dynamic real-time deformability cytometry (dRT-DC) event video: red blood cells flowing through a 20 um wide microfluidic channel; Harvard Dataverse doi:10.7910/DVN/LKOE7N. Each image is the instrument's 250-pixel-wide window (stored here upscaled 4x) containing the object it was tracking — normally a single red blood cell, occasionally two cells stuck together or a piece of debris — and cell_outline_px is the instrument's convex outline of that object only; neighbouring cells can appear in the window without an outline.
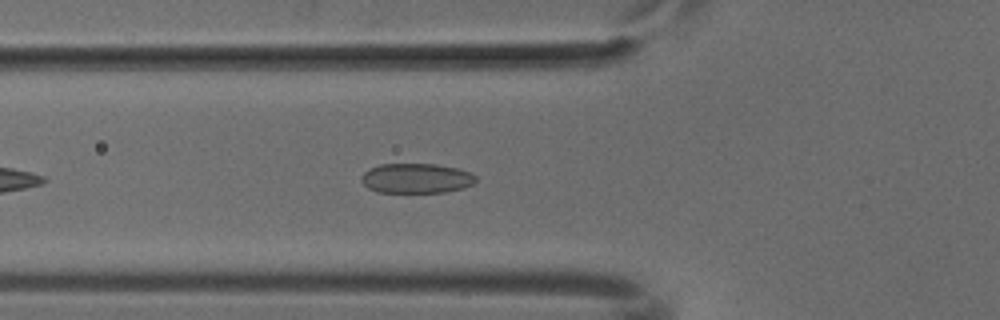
{"species": "common noctule bat (a hibernating species)", "species_latin": "Nyctalus noctula", "temperature_condition": "cold", "stored_images_in_passage": 27, "camera_frame_rate_fps": 3000, "um_per_image_px": 0.085, "animal": {"sex": "male", "body_mass_g": 18.8}, "frame": {"image": 1, "passage_image": 4, "time_ms": 1.0, "image_size_px": [1000, 320], "cell_outline_px": [[476, 180], [472, 184], [464, 188], [444, 192], [376, 192], [368, 188], [360, 180], [360, 176], [368, 168], [380, 164], [436, 164], [456, 168], [472, 172], [476, 176]], "centroid_in_image_um": [35.37, 15.15], "position_along_channel_um": 90.4, "area_um2": 20.06}}
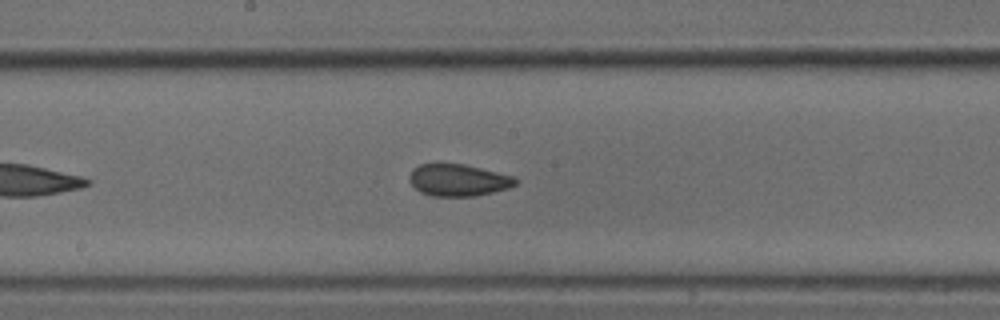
{"frame": {"image": 2, "passage_image": 13, "time_ms": 4.0, "image_size_px": [1000, 320], "cell_outline_px": [[516, 184], [508, 188], [476, 196], [432, 196], [420, 192], [408, 180], [408, 176], [412, 168], [420, 164], [436, 160], [464, 164], [516, 176]], "centroid_in_image_um": [38.89, 15.26], "position_along_channel_um": 209.3, "area_um2": 20.46}}
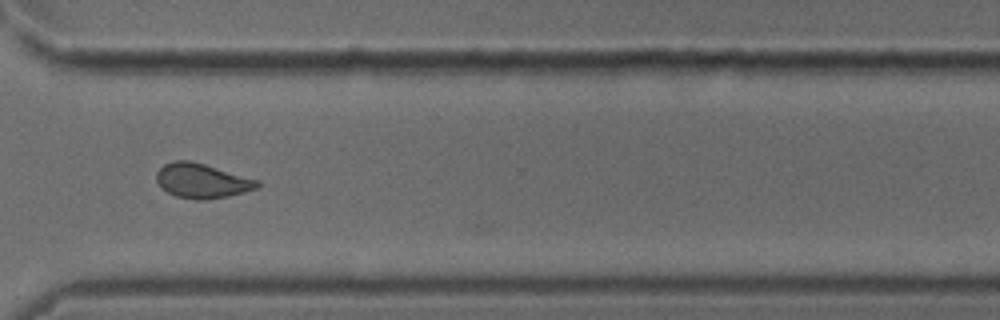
{"frame": {"image": 3, "passage_image": 24, "time_ms": 7.667, "image_size_px": [1000, 320], "cell_outline_px": [[260, 184], [256, 188], [244, 192], [228, 196], [208, 200], [196, 200], [176, 196], [160, 188], [156, 180], [156, 172], [164, 164], [176, 160], [188, 160], [204, 164], [260, 180]], "centroid_in_image_um": [17.15, 15.37], "position_along_channel_um": 353.5, "area_um2": 20.4}}